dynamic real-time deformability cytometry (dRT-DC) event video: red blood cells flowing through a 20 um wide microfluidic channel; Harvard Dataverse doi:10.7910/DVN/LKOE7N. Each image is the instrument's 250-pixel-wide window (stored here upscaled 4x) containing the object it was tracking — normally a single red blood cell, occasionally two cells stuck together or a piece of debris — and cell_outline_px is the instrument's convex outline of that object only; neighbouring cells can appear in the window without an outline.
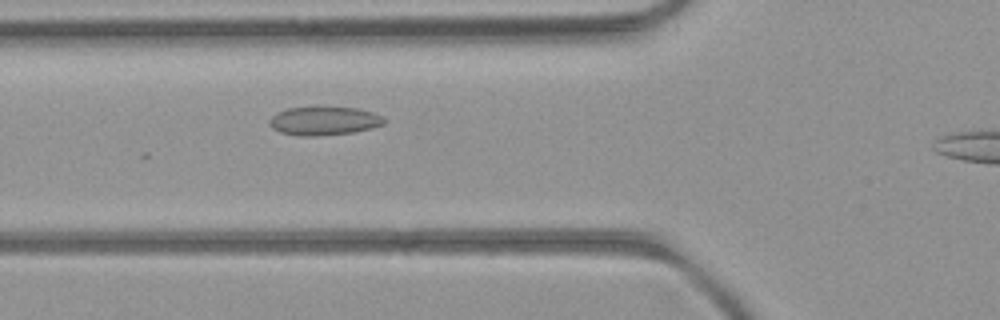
{"species": "common noctule bat (a hibernating species)", "species_latin": "Nyctalus noctula", "temperature_condition": "room temperature", "stored_images_in_passage": 12, "camera_frame_rate_fps": 3000, "um_per_image_px": 0.085, "animal": {"sex": "female", "body_mass_g": 21.9}, "frame": {"image": 1, "passage_image": 5, "time_ms": 1.333, "image_size_px": [1000, 320], "cell_outline_px": [[384, 124], [372, 128], [356, 132], [316, 136], [300, 136], [280, 132], [272, 128], [268, 124], [268, 120], [276, 112], [288, 108], [356, 108], [372, 112], [380, 116], [384, 120]], "centroid_in_image_um": [27.5, 10.29], "position_along_channel_um": 98.3, "area_um2": 18.9}}
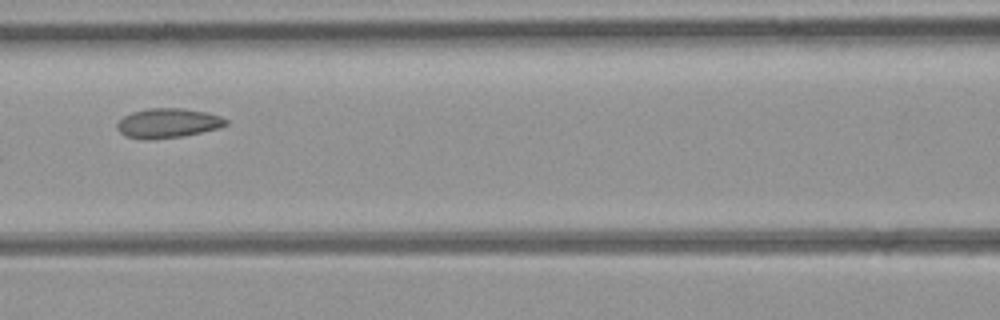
{"frame": {"image": 2, "passage_image": 9, "time_ms": 2.667, "image_size_px": [1000, 320], "cell_outline_px": [[228, 124], [220, 128], [180, 136], [148, 140], [124, 136], [116, 128], [116, 124], [124, 116], [132, 112], [148, 108], [180, 108], [208, 112], [220, 116], [228, 120]], "centroid_in_image_um": [14.26, 10.46], "position_along_channel_um": 152.3, "area_um2": 18.73}}
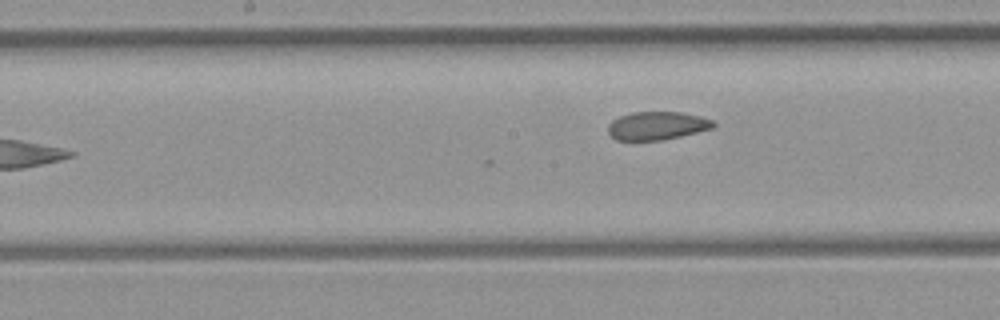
{"frame": {"image": 3, "passage_image": 12, "time_ms": 3.667, "image_size_px": [1000, 320], "cell_outline_px": [[716, 124], [712, 128], [664, 140], [616, 140], [608, 132], [608, 124], [612, 120], [620, 116], [632, 112], [680, 112], [700, 116], [716, 120]], "centroid_in_image_um": [55.86, 10.68], "position_along_channel_um": 192.3, "area_um2": 17.34}}